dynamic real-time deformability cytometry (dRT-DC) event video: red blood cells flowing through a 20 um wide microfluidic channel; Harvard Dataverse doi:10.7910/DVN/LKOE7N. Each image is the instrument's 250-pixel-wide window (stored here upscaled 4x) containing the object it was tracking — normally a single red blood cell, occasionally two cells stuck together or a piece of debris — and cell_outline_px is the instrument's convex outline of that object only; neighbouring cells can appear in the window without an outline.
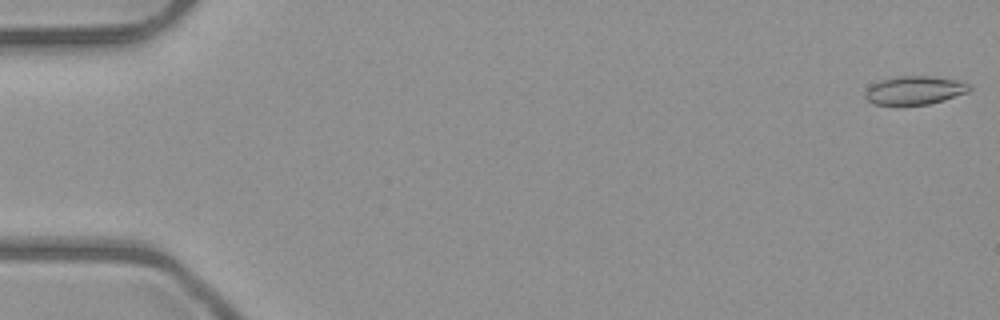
{"species": "common noctule bat (a hibernating species)", "species_latin": "Nyctalus noctula", "temperature_condition": "room temperature", "stored_images_in_passage": 6, "camera_frame_rate_fps": 3000, "um_per_image_px": 0.085, "animal": {"sex": "male", "body_mass_g": 23.1, "forearm_length_mm": 52.7}, "frame": {"image": 1, "passage_image": 1, "time_ms": 0.0, "image_size_px": [1000, 320], "cell_outline_px": [[972, 88], [968, 92], [944, 100], [928, 104], [900, 108], [872, 104], [864, 96], [864, 92], [872, 84], [896, 76], [932, 76], [956, 80], [968, 84]], "centroid_in_image_um": [77.69, 7.73], "position_along_channel_um": 7.3, "area_um2": 17.86}}
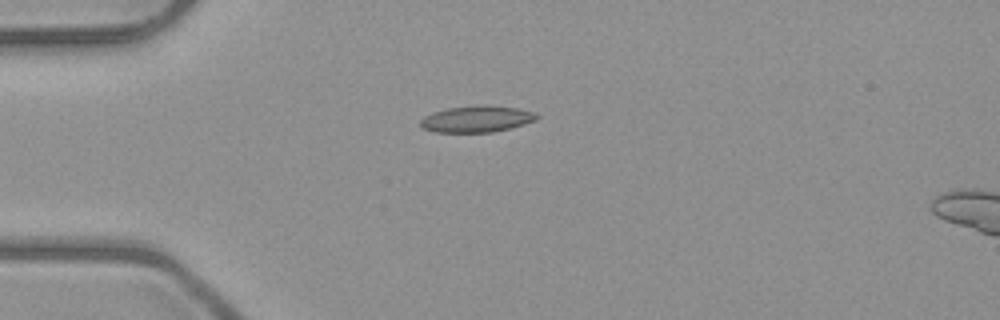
{"frame": {"image": 2, "passage_image": 4, "time_ms": 4.333, "image_size_px": [1000, 320], "cell_outline_px": [[540, 116], [536, 120], [524, 124], [492, 132], [436, 132], [424, 128], [420, 124], [420, 120], [424, 116], [432, 112], [448, 108], [520, 108], [536, 112]], "centroid_in_image_um": [40.52, 10.16], "position_along_channel_um": 44.5, "area_um2": 16.99}}
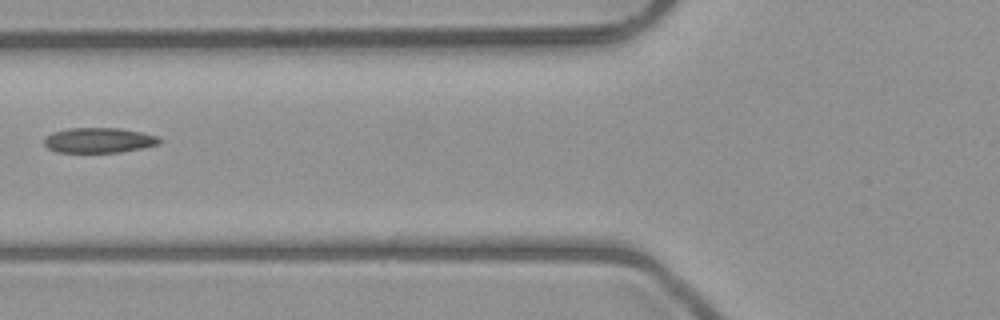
{"frame": {"image": 3, "passage_image": 6, "time_ms": 6.667, "image_size_px": [1000, 320], "cell_outline_px": [[164, 140], [160, 144], [120, 152], [56, 152], [48, 148], [44, 144], [44, 136], [52, 132], [68, 128], [120, 128], [160, 136]], "centroid_in_image_um": [8.41, 11.91], "position_along_channel_um": 117.4, "area_um2": 17.05}}